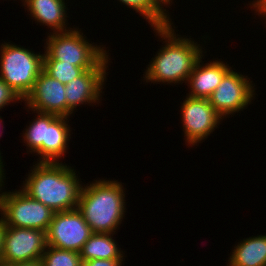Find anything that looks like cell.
I'll return each instance as SVG.
<instances>
[{
  "mask_svg": "<svg viewBox=\"0 0 266 266\" xmlns=\"http://www.w3.org/2000/svg\"><path fill=\"white\" fill-rule=\"evenodd\" d=\"M33 167L23 181V192L54 212L77 208L83 186L74 169L62 162H37Z\"/></svg>",
  "mask_w": 266,
  "mask_h": 266,
  "instance_id": "obj_1",
  "label": "cell"
},
{
  "mask_svg": "<svg viewBox=\"0 0 266 266\" xmlns=\"http://www.w3.org/2000/svg\"><path fill=\"white\" fill-rule=\"evenodd\" d=\"M154 31L165 40L166 45L152 58L144 80L151 83H186L197 61L203 57L200 44L190 38L176 36L172 24L154 27Z\"/></svg>",
  "mask_w": 266,
  "mask_h": 266,
  "instance_id": "obj_2",
  "label": "cell"
},
{
  "mask_svg": "<svg viewBox=\"0 0 266 266\" xmlns=\"http://www.w3.org/2000/svg\"><path fill=\"white\" fill-rule=\"evenodd\" d=\"M82 187L77 209L93 233H113L125 213V191L117 180H95Z\"/></svg>",
  "mask_w": 266,
  "mask_h": 266,
  "instance_id": "obj_3",
  "label": "cell"
},
{
  "mask_svg": "<svg viewBox=\"0 0 266 266\" xmlns=\"http://www.w3.org/2000/svg\"><path fill=\"white\" fill-rule=\"evenodd\" d=\"M69 29L49 34L44 46V60H57L85 70L95 68L107 56L105 47L101 48L85 40L81 30Z\"/></svg>",
  "mask_w": 266,
  "mask_h": 266,
  "instance_id": "obj_4",
  "label": "cell"
},
{
  "mask_svg": "<svg viewBox=\"0 0 266 266\" xmlns=\"http://www.w3.org/2000/svg\"><path fill=\"white\" fill-rule=\"evenodd\" d=\"M0 78L24 100L43 71L44 54L9 43L1 45Z\"/></svg>",
  "mask_w": 266,
  "mask_h": 266,
  "instance_id": "obj_5",
  "label": "cell"
},
{
  "mask_svg": "<svg viewBox=\"0 0 266 266\" xmlns=\"http://www.w3.org/2000/svg\"><path fill=\"white\" fill-rule=\"evenodd\" d=\"M0 212L6 226L39 229L45 232L55 213L22 190L1 193Z\"/></svg>",
  "mask_w": 266,
  "mask_h": 266,
  "instance_id": "obj_6",
  "label": "cell"
},
{
  "mask_svg": "<svg viewBox=\"0 0 266 266\" xmlns=\"http://www.w3.org/2000/svg\"><path fill=\"white\" fill-rule=\"evenodd\" d=\"M92 233L90 226L77 208L55 212L46 232L47 245L80 252Z\"/></svg>",
  "mask_w": 266,
  "mask_h": 266,
  "instance_id": "obj_7",
  "label": "cell"
},
{
  "mask_svg": "<svg viewBox=\"0 0 266 266\" xmlns=\"http://www.w3.org/2000/svg\"><path fill=\"white\" fill-rule=\"evenodd\" d=\"M247 77L238 74L231 68L208 98L223 119L229 114L233 115V113L243 110L253 100L255 88L252 86L253 81H249L250 78Z\"/></svg>",
  "mask_w": 266,
  "mask_h": 266,
  "instance_id": "obj_8",
  "label": "cell"
},
{
  "mask_svg": "<svg viewBox=\"0 0 266 266\" xmlns=\"http://www.w3.org/2000/svg\"><path fill=\"white\" fill-rule=\"evenodd\" d=\"M46 247L45 231L6 226L2 262L12 264L41 259Z\"/></svg>",
  "mask_w": 266,
  "mask_h": 266,
  "instance_id": "obj_9",
  "label": "cell"
},
{
  "mask_svg": "<svg viewBox=\"0 0 266 266\" xmlns=\"http://www.w3.org/2000/svg\"><path fill=\"white\" fill-rule=\"evenodd\" d=\"M181 111L184 137L191 146L208 138L222 119L208 99L186 96Z\"/></svg>",
  "mask_w": 266,
  "mask_h": 266,
  "instance_id": "obj_10",
  "label": "cell"
},
{
  "mask_svg": "<svg viewBox=\"0 0 266 266\" xmlns=\"http://www.w3.org/2000/svg\"><path fill=\"white\" fill-rule=\"evenodd\" d=\"M107 55L95 68L85 70L80 76L65 85L67 101V117L73 113L77 106L87 103H98L100 93L106 81V68L108 67Z\"/></svg>",
  "mask_w": 266,
  "mask_h": 266,
  "instance_id": "obj_11",
  "label": "cell"
},
{
  "mask_svg": "<svg viewBox=\"0 0 266 266\" xmlns=\"http://www.w3.org/2000/svg\"><path fill=\"white\" fill-rule=\"evenodd\" d=\"M65 94V85L42 71L24 101H26L28 109L31 108L30 110L34 112L67 117Z\"/></svg>",
  "mask_w": 266,
  "mask_h": 266,
  "instance_id": "obj_12",
  "label": "cell"
},
{
  "mask_svg": "<svg viewBox=\"0 0 266 266\" xmlns=\"http://www.w3.org/2000/svg\"><path fill=\"white\" fill-rule=\"evenodd\" d=\"M201 59L202 57L197 61L187 80V85H189L191 90L187 96L208 99L231 67L217 60L210 61V63L202 66L200 64L202 62Z\"/></svg>",
  "mask_w": 266,
  "mask_h": 266,
  "instance_id": "obj_13",
  "label": "cell"
},
{
  "mask_svg": "<svg viewBox=\"0 0 266 266\" xmlns=\"http://www.w3.org/2000/svg\"><path fill=\"white\" fill-rule=\"evenodd\" d=\"M65 116H57L47 127L46 141L36 152L40 155L39 162L59 163L70 141V127ZM58 159V160H57Z\"/></svg>",
  "mask_w": 266,
  "mask_h": 266,
  "instance_id": "obj_14",
  "label": "cell"
},
{
  "mask_svg": "<svg viewBox=\"0 0 266 266\" xmlns=\"http://www.w3.org/2000/svg\"><path fill=\"white\" fill-rule=\"evenodd\" d=\"M30 11V16L40 24H45L53 32L67 31L66 6L64 0H22Z\"/></svg>",
  "mask_w": 266,
  "mask_h": 266,
  "instance_id": "obj_15",
  "label": "cell"
},
{
  "mask_svg": "<svg viewBox=\"0 0 266 266\" xmlns=\"http://www.w3.org/2000/svg\"><path fill=\"white\" fill-rule=\"evenodd\" d=\"M233 250L227 266H266V235L240 241Z\"/></svg>",
  "mask_w": 266,
  "mask_h": 266,
  "instance_id": "obj_16",
  "label": "cell"
},
{
  "mask_svg": "<svg viewBox=\"0 0 266 266\" xmlns=\"http://www.w3.org/2000/svg\"><path fill=\"white\" fill-rule=\"evenodd\" d=\"M114 233H92L80 253L82 261L91 259H123V251L112 239Z\"/></svg>",
  "mask_w": 266,
  "mask_h": 266,
  "instance_id": "obj_17",
  "label": "cell"
},
{
  "mask_svg": "<svg viewBox=\"0 0 266 266\" xmlns=\"http://www.w3.org/2000/svg\"><path fill=\"white\" fill-rule=\"evenodd\" d=\"M129 8L139 12L144 19L148 20L151 27H162L167 26L171 23L166 9L162 6L166 4L162 0H119ZM162 3V4H161ZM164 4V5H163ZM170 20V21H169Z\"/></svg>",
  "mask_w": 266,
  "mask_h": 266,
  "instance_id": "obj_18",
  "label": "cell"
},
{
  "mask_svg": "<svg viewBox=\"0 0 266 266\" xmlns=\"http://www.w3.org/2000/svg\"><path fill=\"white\" fill-rule=\"evenodd\" d=\"M37 118L30 122L27 129H25L24 143L29 147V152L36 153L45 143L47 127L57 117L54 114L36 112Z\"/></svg>",
  "mask_w": 266,
  "mask_h": 266,
  "instance_id": "obj_19",
  "label": "cell"
},
{
  "mask_svg": "<svg viewBox=\"0 0 266 266\" xmlns=\"http://www.w3.org/2000/svg\"><path fill=\"white\" fill-rule=\"evenodd\" d=\"M42 266H81L82 259L79 252L62 250L47 245L41 256Z\"/></svg>",
  "mask_w": 266,
  "mask_h": 266,
  "instance_id": "obj_20",
  "label": "cell"
},
{
  "mask_svg": "<svg viewBox=\"0 0 266 266\" xmlns=\"http://www.w3.org/2000/svg\"><path fill=\"white\" fill-rule=\"evenodd\" d=\"M43 71L50 77L57 79L64 85L80 76L85 69L73 64L63 63L57 60H43Z\"/></svg>",
  "mask_w": 266,
  "mask_h": 266,
  "instance_id": "obj_21",
  "label": "cell"
},
{
  "mask_svg": "<svg viewBox=\"0 0 266 266\" xmlns=\"http://www.w3.org/2000/svg\"><path fill=\"white\" fill-rule=\"evenodd\" d=\"M22 101L18 94L2 79L0 78V109L10 102Z\"/></svg>",
  "mask_w": 266,
  "mask_h": 266,
  "instance_id": "obj_22",
  "label": "cell"
},
{
  "mask_svg": "<svg viewBox=\"0 0 266 266\" xmlns=\"http://www.w3.org/2000/svg\"><path fill=\"white\" fill-rule=\"evenodd\" d=\"M123 259H91L82 261L81 266H122Z\"/></svg>",
  "mask_w": 266,
  "mask_h": 266,
  "instance_id": "obj_23",
  "label": "cell"
},
{
  "mask_svg": "<svg viewBox=\"0 0 266 266\" xmlns=\"http://www.w3.org/2000/svg\"><path fill=\"white\" fill-rule=\"evenodd\" d=\"M254 2V3H253ZM252 2L253 10L258 12V15H263V17H266V0H255Z\"/></svg>",
  "mask_w": 266,
  "mask_h": 266,
  "instance_id": "obj_24",
  "label": "cell"
},
{
  "mask_svg": "<svg viewBox=\"0 0 266 266\" xmlns=\"http://www.w3.org/2000/svg\"><path fill=\"white\" fill-rule=\"evenodd\" d=\"M5 232H6V225H5L4 219L2 217L0 219V262H2V253H3Z\"/></svg>",
  "mask_w": 266,
  "mask_h": 266,
  "instance_id": "obj_25",
  "label": "cell"
},
{
  "mask_svg": "<svg viewBox=\"0 0 266 266\" xmlns=\"http://www.w3.org/2000/svg\"><path fill=\"white\" fill-rule=\"evenodd\" d=\"M11 266H42L40 259L34 261H22L10 264Z\"/></svg>",
  "mask_w": 266,
  "mask_h": 266,
  "instance_id": "obj_26",
  "label": "cell"
},
{
  "mask_svg": "<svg viewBox=\"0 0 266 266\" xmlns=\"http://www.w3.org/2000/svg\"><path fill=\"white\" fill-rule=\"evenodd\" d=\"M2 157H1V153H0V191H1V188H2V185H3V178L5 177L4 176V169H3V167H4V165H3V162H2V159H1Z\"/></svg>",
  "mask_w": 266,
  "mask_h": 266,
  "instance_id": "obj_27",
  "label": "cell"
},
{
  "mask_svg": "<svg viewBox=\"0 0 266 266\" xmlns=\"http://www.w3.org/2000/svg\"><path fill=\"white\" fill-rule=\"evenodd\" d=\"M162 1H163L166 5H167V4L169 5V4L172 3L173 0H172V1H171V0H162ZM170 2H171V3H170Z\"/></svg>",
  "mask_w": 266,
  "mask_h": 266,
  "instance_id": "obj_28",
  "label": "cell"
},
{
  "mask_svg": "<svg viewBox=\"0 0 266 266\" xmlns=\"http://www.w3.org/2000/svg\"><path fill=\"white\" fill-rule=\"evenodd\" d=\"M0 266H11L10 264H6V263H3V262H0Z\"/></svg>",
  "mask_w": 266,
  "mask_h": 266,
  "instance_id": "obj_29",
  "label": "cell"
}]
</instances>
